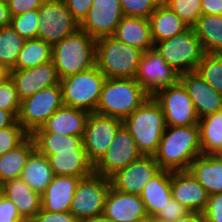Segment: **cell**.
<instances>
[{"label": "cell", "instance_id": "f546056e", "mask_svg": "<svg viewBox=\"0 0 222 222\" xmlns=\"http://www.w3.org/2000/svg\"><path fill=\"white\" fill-rule=\"evenodd\" d=\"M54 177L48 157L35 149L27 159L21 179L42 195Z\"/></svg>", "mask_w": 222, "mask_h": 222}, {"label": "cell", "instance_id": "8992f818", "mask_svg": "<svg viewBox=\"0 0 222 222\" xmlns=\"http://www.w3.org/2000/svg\"><path fill=\"white\" fill-rule=\"evenodd\" d=\"M105 80L106 77L96 65L60 79L63 105L88 113L95 112Z\"/></svg>", "mask_w": 222, "mask_h": 222}, {"label": "cell", "instance_id": "681fc988", "mask_svg": "<svg viewBox=\"0 0 222 222\" xmlns=\"http://www.w3.org/2000/svg\"><path fill=\"white\" fill-rule=\"evenodd\" d=\"M17 117L11 112L0 108V129L12 126Z\"/></svg>", "mask_w": 222, "mask_h": 222}, {"label": "cell", "instance_id": "83f0119b", "mask_svg": "<svg viewBox=\"0 0 222 222\" xmlns=\"http://www.w3.org/2000/svg\"><path fill=\"white\" fill-rule=\"evenodd\" d=\"M153 43L171 39L189 26L166 4H162L148 18Z\"/></svg>", "mask_w": 222, "mask_h": 222}, {"label": "cell", "instance_id": "277c9868", "mask_svg": "<svg viewBox=\"0 0 222 222\" xmlns=\"http://www.w3.org/2000/svg\"><path fill=\"white\" fill-rule=\"evenodd\" d=\"M148 97L133 78H106L95 112L124 120Z\"/></svg>", "mask_w": 222, "mask_h": 222}, {"label": "cell", "instance_id": "9a60e30c", "mask_svg": "<svg viewBox=\"0 0 222 222\" xmlns=\"http://www.w3.org/2000/svg\"><path fill=\"white\" fill-rule=\"evenodd\" d=\"M123 16L120 0H93L79 28L95 40L112 36Z\"/></svg>", "mask_w": 222, "mask_h": 222}, {"label": "cell", "instance_id": "d590c367", "mask_svg": "<svg viewBox=\"0 0 222 222\" xmlns=\"http://www.w3.org/2000/svg\"><path fill=\"white\" fill-rule=\"evenodd\" d=\"M36 149L84 148L83 136H65L50 132H34Z\"/></svg>", "mask_w": 222, "mask_h": 222}, {"label": "cell", "instance_id": "6da1fadb", "mask_svg": "<svg viewBox=\"0 0 222 222\" xmlns=\"http://www.w3.org/2000/svg\"><path fill=\"white\" fill-rule=\"evenodd\" d=\"M201 154L199 125L166 126L153 157L163 170L182 171Z\"/></svg>", "mask_w": 222, "mask_h": 222}, {"label": "cell", "instance_id": "4dcf8cb0", "mask_svg": "<svg viewBox=\"0 0 222 222\" xmlns=\"http://www.w3.org/2000/svg\"><path fill=\"white\" fill-rule=\"evenodd\" d=\"M192 28L206 53L222 54V15H201Z\"/></svg>", "mask_w": 222, "mask_h": 222}, {"label": "cell", "instance_id": "f35d334b", "mask_svg": "<svg viewBox=\"0 0 222 222\" xmlns=\"http://www.w3.org/2000/svg\"><path fill=\"white\" fill-rule=\"evenodd\" d=\"M120 3L124 16L148 19L164 0H120Z\"/></svg>", "mask_w": 222, "mask_h": 222}, {"label": "cell", "instance_id": "44dd1931", "mask_svg": "<svg viewBox=\"0 0 222 222\" xmlns=\"http://www.w3.org/2000/svg\"><path fill=\"white\" fill-rule=\"evenodd\" d=\"M103 216L113 222H137L148 218L139 195L124 193L112 186L105 200Z\"/></svg>", "mask_w": 222, "mask_h": 222}, {"label": "cell", "instance_id": "7c38bea8", "mask_svg": "<svg viewBox=\"0 0 222 222\" xmlns=\"http://www.w3.org/2000/svg\"><path fill=\"white\" fill-rule=\"evenodd\" d=\"M122 125L123 120L118 118L96 112L89 113L82 140L87 158L93 165L106 153Z\"/></svg>", "mask_w": 222, "mask_h": 222}, {"label": "cell", "instance_id": "7402d4cb", "mask_svg": "<svg viewBox=\"0 0 222 222\" xmlns=\"http://www.w3.org/2000/svg\"><path fill=\"white\" fill-rule=\"evenodd\" d=\"M80 179L74 176L54 175L41 195V208L55 213L70 211L74 192Z\"/></svg>", "mask_w": 222, "mask_h": 222}, {"label": "cell", "instance_id": "ee69618b", "mask_svg": "<svg viewBox=\"0 0 222 222\" xmlns=\"http://www.w3.org/2000/svg\"><path fill=\"white\" fill-rule=\"evenodd\" d=\"M31 222H80L70 211L55 213L41 210L35 215Z\"/></svg>", "mask_w": 222, "mask_h": 222}, {"label": "cell", "instance_id": "603a6c76", "mask_svg": "<svg viewBox=\"0 0 222 222\" xmlns=\"http://www.w3.org/2000/svg\"><path fill=\"white\" fill-rule=\"evenodd\" d=\"M88 115L89 113L84 110L62 105L35 132H50L65 136H83Z\"/></svg>", "mask_w": 222, "mask_h": 222}, {"label": "cell", "instance_id": "30bf717a", "mask_svg": "<svg viewBox=\"0 0 222 222\" xmlns=\"http://www.w3.org/2000/svg\"><path fill=\"white\" fill-rule=\"evenodd\" d=\"M38 15L37 38L51 45L79 28L63 0H46L38 9Z\"/></svg>", "mask_w": 222, "mask_h": 222}, {"label": "cell", "instance_id": "4316f807", "mask_svg": "<svg viewBox=\"0 0 222 222\" xmlns=\"http://www.w3.org/2000/svg\"><path fill=\"white\" fill-rule=\"evenodd\" d=\"M208 195L222 193V159L217 155L196 157L188 169Z\"/></svg>", "mask_w": 222, "mask_h": 222}, {"label": "cell", "instance_id": "f6af8a7d", "mask_svg": "<svg viewBox=\"0 0 222 222\" xmlns=\"http://www.w3.org/2000/svg\"><path fill=\"white\" fill-rule=\"evenodd\" d=\"M46 0H8L11 16H17L30 10H37Z\"/></svg>", "mask_w": 222, "mask_h": 222}, {"label": "cell", "instance_id": "c3c4849f", "mask_svg": "<svg viewBox=\"0 0 222 222\" xmlns=\"http://www.w3.org/2000/svg\"><path fill=\"white\" fill-rule=\"evenodd\" d=\"M202 15H222V0H201Z\"/></svg>", "mask_w": 222, "mask_h": 222}, {"label": "cell", "instance_id": "8d00e7d4", "mask_svg": "<svg viewBox=\"0 0 222 222\" xmlns=\"http://www.w3.org/2000/svg\"><path fill=\"white\" fill-rule=\"evenodd\" d=\"M37 10H30L17 16H11L10 26L25 40L37 38L39 24Z\"/></svg>", "mask_w": 222, "mask_h": 222}, {"label": "cell", "instance_id": "484cf974", "mask_svg": "<svg viewBox=\"0 0 222 222\" xmlns=\"http://www.w3.org/2000/svg\"><path fill=\"white\" fill-rule=\"evenodd\" d=\"M112 36L143 52L154 48L147 18L123 16Z\"/></svg>", "mask_w": 222, "mask_h": 222}, {"label": "cell", "instance_id": "2e32d148", "mask_svg": "<svg viewBox=\"0 0 222 222\" xmlns=\"http://www.w3.org/2000/svg\"><path fill=\"white\" fill-rule=\"evenodd\" d=\"M161 170L153 156L143 155L112 175L111 186L124 193L140 195L144 186Z\"/></svg>", "mask_w": 222, "mask_h": 222}, {"label": "cell", "instance_id": "db71d44e", "mask_svg": "<svg viewBox=\"0 0 222 222\" xmlns=\"http://www.w3.org/2000/svg\"><path fill=\"white\" fill-rule=\"evenodd\" d=\"M8 76V71L0 67V83Z\"/></svg>", "mask_w": 222, "mask_h": 222}, {"label": "cell", "instance_id": "3957f363", "mask_svg": "<svg viewBox=\"0 0 222 222\" xmlns=\"http://www.w3.org/2000/svg\"><path fill=\"white\" fill-rule=\"evenodd\" d=\"M123 125L134 138L142 155L153 156L156 153L166 124L162 108L153 96L124 119Z\"/></svg>", "mask_w": 222, "mask_h": 222}, {"label": "cell", "instance_id": "836d02e7", "mask_svg": "<svg viewBox=\"0 0 222 222\" xmlns=\"http://www.w3.org/2000/svg\"><path fill=\"white\" fill-rule=\"evenodd\" d=\"M23 39L10 25L0 29V67L12 70L23 48Z\"/></svg>", "mask_w": 222, "mask_h": 222}, {"label": "cell", "instance_id": "e575fe53", "mask_svg": "<svg viewBox=\"0 0 222 222\" xmlns=\"http://www.w3.org/2000/svg\"><path fill=\"white\" fill-rule=\"evenodd\" d=\"M196 72L217 92L222 94V54L206 53Z\"/></svg>", "mask_w": 222, "mask_h": 222}, {"label": "cell", "instance_id": "d6986e66", "mask_svg": "<svg viewBox=\"0 0 222 222\" xmlns=\"http://www.w3.org/2000/svg\"><path fill=\"white\" fill-rule=\"evenodd\" d=\"M179 81L186 88L199 119L222 111V94L217 92L196 71L181 74Z\"/></svg>", "mask_w": 222, "mask_h": 222}, {"label": "cell", "instance_id": "6f0895ef", "mask_svg": "<svg viewBox=\"0 0 222 222\" xmlns=\"http://www.w3.org/2000/svg\"><path fill=\"white\" fill-rule=\"evenodd\" d=\"M137 222H148V218H146V219H141V220H139V221H137Z\"/></svg>", "mask_w": 222, "mask_h": 222}, {"label": "cell", "instance_id": "7a4b0ae2", "mask_svg": "<svg viewBox=\"0 0 222 222\" xmlns=\"http://www.w3.org/2000/svg\"><path fill=\"white\" fill-rule=\"evenodd\" d=\"M95 54L96 40L80 28L52 45V61L59 79L94 67Z\"/></svg>", "mask_w": 222, "mask_h": 222}, {"label": "cell", "instance_id": "bcb514c9", "mask_svg": "<svg viewBox=\"0 0 222 222\" xmlns=\"http://www.w3.org/2000/svg\"><path fill=\"white\" fill-rule=\"evenodd\" d=\"M0 222H26L12 201L4 196L0 201Z\"/></svg>", "mask_w": 222, "mask_h": 222}, {"label": "cell", "instance_id": "e0dca14e", "mask_svg": "<svg viewBox=\"0 0 222 222\" xmlns=\"http://www.w3.org/2000/svg\"><path fill=\"white\" fill-rule=\"evenodd\" d=\"M8 76L15 85L20 101L33 96L44 88L60 83L53 61L32 68L10 70Z\"/></svg>", "mask_w": 222, "mask_h": 222}, {"label": "cell", "instance_id": "b9f144b4", "mask_svg": "<svg viewBox=\"0 0 222 222\" xmlns=\"http://www.w3.org/2000/svg\"><path fill=\"white\" fill-rule=\"evenodd\" d=\"M189 211L178 201L171 198L170 202L161 210L155 218L163 222H174Z\"/></svg>", "mask_w": 222, "mask_h": 222}, {"label": "cell", "instance_id": "f5cc1de1", "mask_svg": "<svg viewBox=\"0 0 222 222\" xmlns=\"http://www.w3.org/2000/svg\"><path fill=\"white\" fill-rule=\"evenodd\" d=\"M83 222H113L108 218H105L103 215L94 219L84 220Z\"/></svg>", "mask_w": 222, "mask_h": 222}, {"label": "cell", "instance_id": "f907efd6", "mask_svg": "<svg viewBox=\"0 0 222 222\" xmlns=\"http://www.w3.org/2000/svg\"><path fill=\"white\" fill-rule=\"evenodd\" d=\"M11 15L7 3L0 1V27L10 25Z\"/></svg>", "mask_w": 222, "mask_h": 222}, {"label": "cell", "instance_id": "816d5d0a", "mask_svg": "<svg viewBox=\"0 0 222 222\" xmlns=\"http://www.w3.org/2000/svg\"><path fill=\"white\" fill-rule=\"evenodd\" d=\"M174 222H205L203 213L189 211Z\"/></svg>", "mask_w": 222, "mask_h": 222}, {"label": "cell", "instance_id": "1f68e13d", "mask_svg": "<svg viewBox=\"0 0 222 222\" xmlns=\"http://www.w3.org/2000/svg\"><path fill=\"white\" fill-rule=\"evenodd\" d=\"M200 143L203 155H215L222 150V111L199 119Z\"/></svg>", "mask_w": 222, "mask_h": 222}, {"label": "cell", "instance_id": "ac0fdd59", "mask_svg": "<svg viewBox=\"0 0 222 222\" xmlns=\"http://www.w3.org/2000/svg\"><path fill=\"white\" fill-rule=\"evenodd\" d=\"M48 157L53 174L85 178L94 172V165L88 160L85 148L37 149Z\"/></svg>", "mask_w": 222, "mask_h": 222}, {"label": "cell", "instance_id": "ba28073f", "mask_svg": "<svg viewBox=\"0 0 222 222\" xmlns=\"http://www.w3.org/2000/svg\"><path fill=\"white\" fill-rule=\"evenodd\" d=\"M110 186V178L94 172L80 179L74 192L71 214L80 222L102 216Z\"/></svg>", "mask_w": 222, "mask_h": 222}, {"label": "cell", "instance_id": "9f6ffc18", "mask_svg": "<svg viewBox=\"0 0 222 222\" xmlns=\"http://www.w3.org/2000/svg\"><path fill=\"white\" fill-rule=\"evenodd\" d=\"M148 222H163V221H160L155 217H148Z\"/></svg>", "mask_w": 222, "mask_h": 222}, {"label": "cell", "instance_id": "91938a15", "mask_svg": "<svg viewBox=\"0 0 222 222\" xmlns=\"http://www.w3.org/2000/svg\"><path fill=\"white\" fill-rule=\"evenodd\" d=\"M1 2H5V3H7L8 2V0H0Z\"/></svg>", "mask_w": 222, "mask_h": 222}, {"label": "cell", "instance_id": "ffe728a7", "mask_svg": "<svg viewBox=\"0 0 222 222\" xmlns=\"http://www.w3.org/2000/svg\"><path fill=\"white\" fill-rule=\"evenodd\" d=\"M171 191L172 198L188 211H205L209 195L189 170L171 171Z\"/></svg>", "mask_w": 222, "mask_h": 222}, {"label": "cell", "instance_id": "9c48e42d", "mask_svg": "<svg viewBox=\"0 0 222 222\" xmlns=\"http://www.w3.org/2000/svg\"><path fill=\"white\" fill-rule=\"evenodd\" d=\"M62 105V89L59 83L21 100L17 121L29 135H32Z\"/></svg>", "mask_w": 222, "mask_h": 222}, {"label": "cell", "instance_id": "11a10c76", "mask_svg": "<svg viewBox=\"0 0 222 222\" xmlns=\"http://www.w3.org/2000/svg\"><path fill=\"white\" fill-rule=\"evenodd\" d=\"M4 196V184L0 182V201Z\"/></svg>", "mask_w": 222, "mask_h": 222}, {"label": "cell", "instance_id": "4fadbf2b", "mask_svg": "<svg viewBox=\"0 0 222 222\" xmlns=\"http://www.w3.org/2000/svg\"><path fill=\"white\" fill-rule=\"evenodd\" d=\"M179 77L180 74L152 48L142 54L134 79L153 96L158 90L176 84Z\"/></svg>", "mask_w": 222, "mask_h": 222}, {"label": "cell", "instance_id": "5bb4252c", "mask_svg": "<svg viewBox=\"0 0 222 222\" xmlns=\"http://www.w3.org/2000/svg\"><path fill=\"white\" fill-rule=\"evenodd\" d=\"M130 132L122 125L106 153L94 165V173L110 178L117 171L142 157Z\"/></svg>", "mask_w": 222, "mask_h": 222}, {"label": "cell", "instance_id": "7dc6e473", "mask_svg": "<svg viewBox=\"0 0 222 222\" xmlns=\"http://www.w3.org/2000/svg\"><path fill=\"white\" fill-rule=\"evenodd\" d=\"M74 19L80 24L86 17L93 0H63Z\"/></svg>", "mask_w": 222, "mask_h": 222}, {"label": "cell", "instance_id": "74e56055", "mask_svg": "<svg viewBox=\"0 0 222 222\" xmlns=\"http://www.w3.org/2000/svg\"><path fill=\"white\" fill-rule=\"evenodd\" d=\"M164 4L191 28L202 15L201 0H164Z\"/></svg>", "mask_w": 222, "mask_h": 222}, {"label": "cell", "instance_id": "60d3db41", "mask_svg": "<svg viewBox=\"0 0 222 222\" xmlns=\"http://www.w3.org/2000/svg\"><path fill=\"white\" fill-rule=\"evenodd\" d=\"M20 102L15 85L11 78L7 76L0 83V108L11 111L16 117H18Z\"/></svg>", "mask_w": 222, "mask_h": 222}, {"label": "cell", "instance_id": "d6a6232c", "mask_svg": "<svg viewBox=\"0 0 222 222\" xmlns=\"http://www.w3.org/2000/svg\"><path fill=\"white\" fill-rule=\"evenodd\" d=\"M52 61V45L39 38L25 40L12 70L32 68Z\"/></svg>", "mask_w": 222, "mask_h": 222}, {"label": "cell", "instance_id": "680465c9", "mask_svg": "<svg viewBox=\"0 0 222 222\" xmlns=\"http://www.w3.org/2000/svg\"><path fill=\"white\" fill-rule=\"evenodd\" d=\"M217 155L222 159V150L218 152Z\"/></svg>", "mask_w": 222, "mask_h": 222}, {"label": "cell", "instance_id": "d4e9b609", "mask_svg": "<svg viewBox=\"0 0 222 222\" xmlns=\"http://www.w3.org/2000/svg\"><path fill=\"white\" fill-rule=\"evenodd\" d=\"M139 196L148 217H155L172 198L171 171L162 169L144 186Z\"/></svg>", "mask_w": 222, "mask_h": 222}, {"label": "cell", "instance_id": "7bdbcfd3", "mask_svg": "<svg viewBox=\"0 0 222 222\" xmlns=\"http://www.w3.org/2000/svg\"><path fill=\"white\" fill-rule=\"evenodd\" d=\"M203 216L205 222H222V193L208 196Z\"/></svg>", "mask_w": 222, "mask_h": 222}, {"label": "cell", "instance_id": "cb8c5ba5", "mask_svg": "<svg viewBox=\"0 0 222 222\" xmlns=\"http://www.w3.org/2000/svg\"><path fill=\"white\" fill-rule=\"evenodd\" d=\"M3 184L4 195L14 203L20 216L26 222H31L41 210V195L21 178L9 180Z\"/></svg>", "mask_w": 222, "mask_h": 222}, {"label": "cell", "instance_id": "52a82bcc", "mask_svg": "<svg viewBox=\"0 0 222 222\" xmlns=\"http://www.w3.org/2000/svg\"><path fill=\"white\" fill-rule=\"evenodd\" d=\"M154 49L180 75L196 71L199 62L206 54L191 27L171 39L155 42Z\"/></svg>", "mask_w": 222, "mask_h": 222}, {"label": "cell", "instance_id": "ab89813d", "mask_svg": "<svg viewBox=\"0 0 222 222\" xmlns=\"http://www.w3.org/2000/svg\"><path fill=\"white\" fill-rule=\"evenodd\" d=\"M28 135L18 121L12 126L0 129V156L15 148Z\"/></svg>", "mask_w": 222, "mask_h": 222}, {"label": "cell", "instance_id": "5b68a950", "mask_svg": "<svg viewBox=\"0 0 222 222\" xmlns=\"http://www.w3.org/2000/svg\"><path fill=\"white\" fill-rule=\"evenodd\" d=\"M144 52L113 36L96 39V66L106 78H135Z\"/></svg>", "mask_w": 222, "mask_h": 222}, {"label": "cell", "instance_id": "8fae6325", "mask_svg": "<svg viewBox=\"0 0 222 222\" xmlns=\"http://www.w3.org/2000/svg\"><path fill=\"white\" fill-rule=\"evenodd\" d=\"M153 98L162 108L166 126L198 125L199 117L184 85H174L158 90Z\"/></svg>", "mask_w": 222, "mask_h": 222}, {"label": "cell", "instance_id": "f1b7e54d", "mask_svg": "<svg viewBox=\"0 0 222 222\" xmlns=\"http://www.w3.org/2000/svg\"><path fill=\"white\" fill-rule=\"evenodd\" d=\"M36 149L32 135H28L19 145L0 156V182L21 178L27 159Z\"/></svg>", "mask_w": 222, "mask_h": 222}]
</instances>
